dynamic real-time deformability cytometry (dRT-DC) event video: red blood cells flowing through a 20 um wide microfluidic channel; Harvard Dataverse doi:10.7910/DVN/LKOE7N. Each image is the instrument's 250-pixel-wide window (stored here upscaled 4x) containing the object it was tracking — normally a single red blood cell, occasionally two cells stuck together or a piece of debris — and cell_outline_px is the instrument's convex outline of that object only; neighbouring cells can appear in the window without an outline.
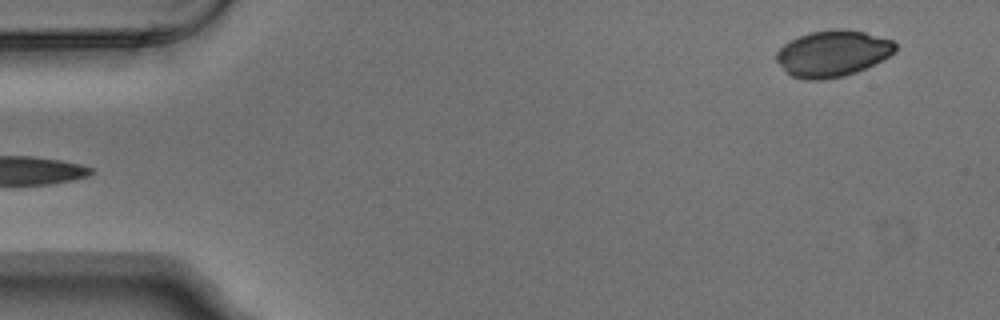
{"species": "Egyptian fruit bat (a non-hibernating species)", "species_latin": "Rousettus aegyptiacus", "temperature_condition": "warm", "stored_images_in_passage": 6, "segment_of_instrument_passage": [2, 2], "camera_frame_rate_fps": 3000, "um_per_image_px": 0.085, "animal": {"sex": "male"}, "frame": {"image": 1, "passage_image": 6, "time_ms": 1.667, "image_size_px": [1000, 320], "cell_outline_px": [[896, 52], [856, 72], [844, 76], [824, 80], [804, 80], [792, 76], [784, 72], [776, 60], [776, 52], [784, 44], [800, 36], [812, 32], [836, 28], [840, 28], [864, 32], [892, 40], [896, 44]], "centroid_in_image_um": [70.74, 4.56], "position_along_channel_um": 14.3, "area_um2": 31.96}}